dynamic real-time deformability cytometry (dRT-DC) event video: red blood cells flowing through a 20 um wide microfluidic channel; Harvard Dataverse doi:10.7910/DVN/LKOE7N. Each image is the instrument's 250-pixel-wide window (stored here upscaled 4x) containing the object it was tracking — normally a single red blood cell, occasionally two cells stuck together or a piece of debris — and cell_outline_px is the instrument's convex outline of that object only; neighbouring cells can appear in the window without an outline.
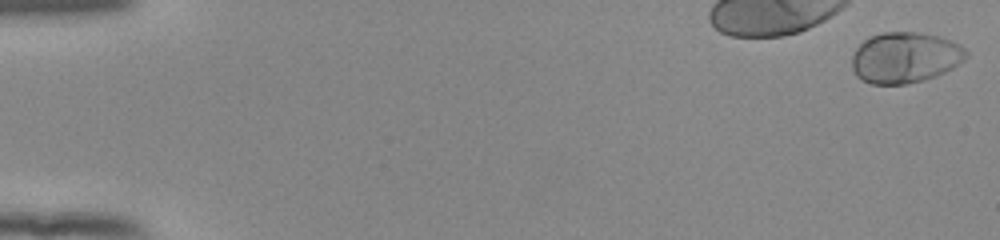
{"species": "human", "species_latin": "Homo sapiens", "temperature_condition": "room temperature", "stored_images_in_passage": 17, "camera_frame_rate_fps": 3000, "um_per_image_px": 0.085, "donor": {"sex": "female"}, "frame": {"image": 1, "passage_image": 1, "time_ms": 0.0, "image_size_px": [1000, 240], "cell_outline_px": [[968, 56], [964, 60], [952, 68], [936, 76], [924, 80], [904, 84], [872, 84], [860, 80], [856, 76], [852, 68], [852, 56], [856, 48], [868, 36], [884, 32], [920, 32], [940, 36], [960, 44], [968, 52]], "centroid_in_image_um": [76.92, 4.89], "position_along_channel_um": 8.1, "area_um2": 34.16}}
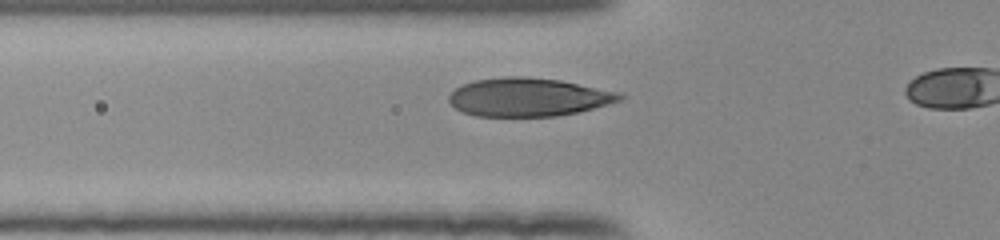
{"frame": {"image": 2, "passage_image": 15, "time_ms": 4.667, "image_size_px": [1000, 240], "cell_outline_px": [[624, 96], [620, 100], [608, 104], [576, 112], [556, 116], [476, 116], [464, 112], [456, 108], [448, 100], [448, 96], [456, 88], [464, 84], [476, 80], [504, 76], [524, 76], [560, 80], [616, 92]], "centroid_in_image_um": [44.86, 8.25], "position_along_channel_um": 80.9, "area_um2": 37.74}}